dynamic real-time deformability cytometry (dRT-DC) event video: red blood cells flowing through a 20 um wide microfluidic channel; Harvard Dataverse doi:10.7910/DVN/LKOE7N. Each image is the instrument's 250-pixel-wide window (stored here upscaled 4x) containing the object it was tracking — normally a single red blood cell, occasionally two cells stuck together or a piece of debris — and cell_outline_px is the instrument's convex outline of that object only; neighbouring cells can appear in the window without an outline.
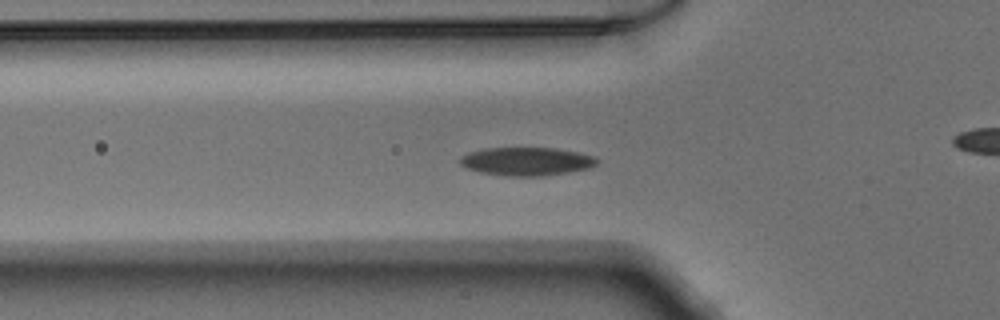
{"species": "Egyptian fruit bat (a non-hibernating species)", "species_latin": "Rousettus aegyptiacus", "temperature_condition": "warm", "stored_images_in_passage": 37, "camera_frame_rate_fps": 3000, "um_per_image_px": 0.085, "animal": {"sex": "male"}, "frame": {"image": 1, "passage_image": 3, "time_ms": 0.667, "image_size_px": [1000, 320], "cell_outline_px": [[600, 160], [596, 164], [588, 168], [568, 172], [544, 176], [508, 176], [480, 172], [468, 168], [460, 164], [460, 156], [468, 152], [484, 148], [556, 148], [576, 152], [592, 156]], "centroid_in_image_um": [44.73, 13.71], "position_along_channel_um": 81.1, "area_um2": 22.48}}
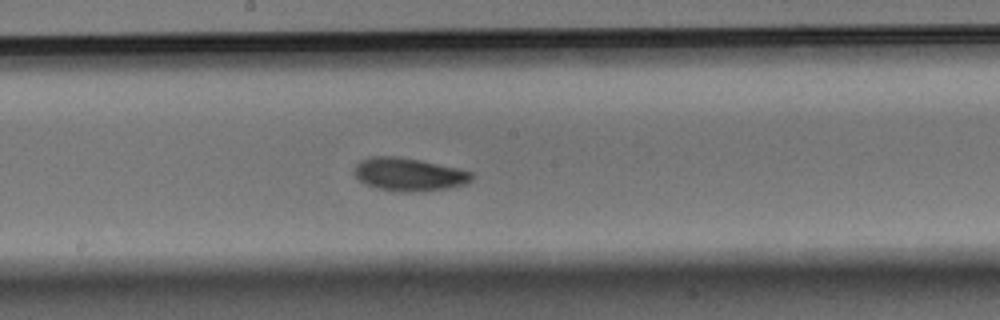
{"frame": {"image": 2, "passage_image": 13, "time_ms": 4.0, "image_size_px": [1000, 320], "cell_outline_px": [[472, 180], [464, 184], [448, 188], [420, 192], [400, 192], [376, 188], [364, 184], [352, 172], [356, 164], [360, 160], [368, 156], [396, 156], [420, 160], [456, 168], [472, 172]], "centroid_in_image_um": [34.7, 14.83], "position_along_channel_um": 213.5, "area_um2": 22.77}}
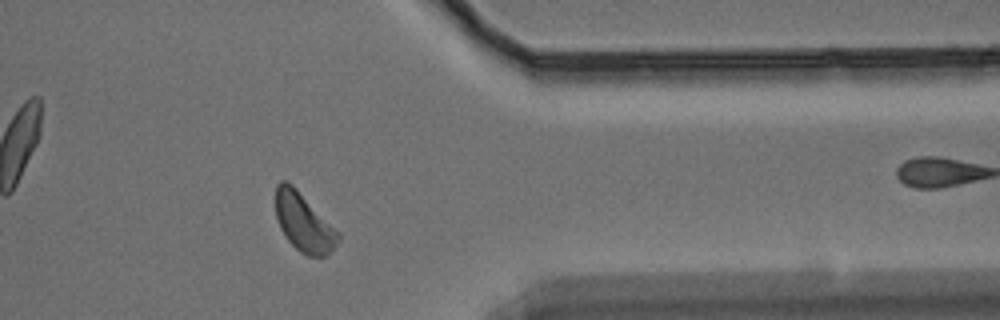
{"frame": {"image": 3, "passage_image": 27, "time_ms": 8.667, "image_size_px": [1000, 320], "cell_outline_px": [[340, 240], [332, 252], [324, 256], [308, 256], [300, 252], [288, 240], [280, 228], [276, 216], [276, 184], [280, 180], [288, 180], [340, 232]], "centroid_in_image_um": [25.84, 18.9], "position_along_channel_um": 385.6, "area_um2": 21.39}}